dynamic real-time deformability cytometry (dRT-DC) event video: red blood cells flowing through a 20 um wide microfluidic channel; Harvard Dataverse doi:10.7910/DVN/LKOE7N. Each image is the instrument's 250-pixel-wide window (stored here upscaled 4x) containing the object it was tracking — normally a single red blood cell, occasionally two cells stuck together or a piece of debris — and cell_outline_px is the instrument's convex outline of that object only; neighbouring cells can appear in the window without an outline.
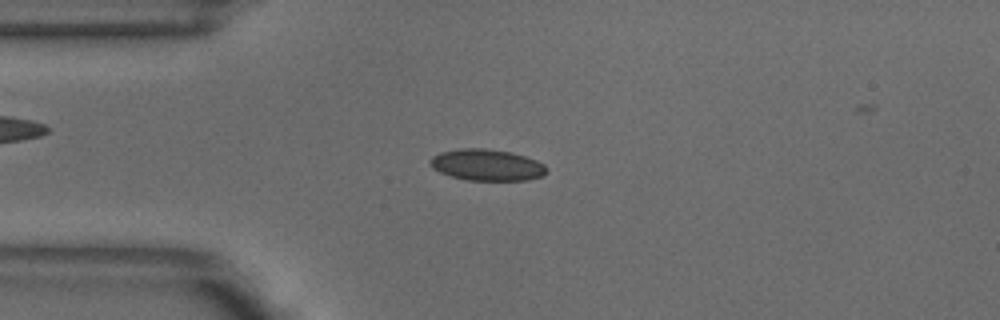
{"species": "common noctule bat (a hibernating species)", "species_latin": "Nyctalus noctula", "temperature_condition": "warm", "stored_images_in_passage": 50, "camera_frame_rate_fps": 3000, "um_per_image_px": 0.085, "animal": {"sex": "male", "body_mass_g": 18.8}, "frame": {"image": 1, "passage_image": 12, "time_ms": 3.667, "image_size_px": [1000, 320], "cell_outline_px": [[548, 168], [544, 176], [528, 180], [468, 180], [452, 176], [440, 172], [432, 168], [428, 164], [428, 160], [432, 156], [440, 152], [460, 148], [488, 148], [512, 152], [536, 160], [544, 164]], "centroid_in_image_um": [41.38, 14.01], "position_along_channel_um": 43.6, "area_um2": 21.56}}
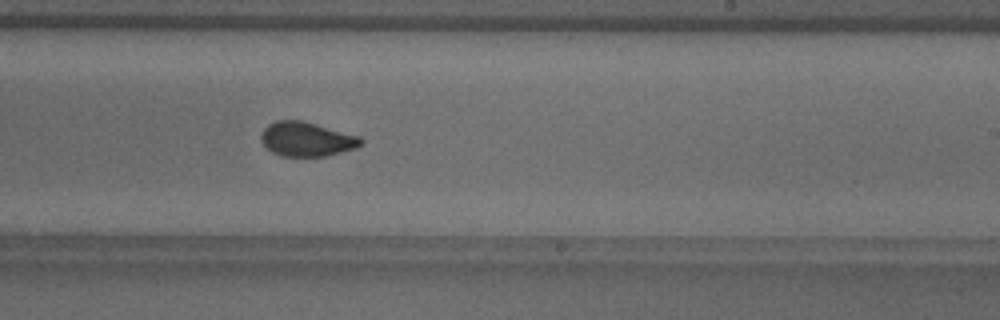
{"frame": {"image": 2, "passage_image": 30, "time_ms": 9.667, "image_size_px": [1000, 320], "cell_outline_px": [[364, 144], [356, 148], [324, 156], [280, 156], [272, 152], [260, 140], [260, 136], [264, 128], [268, 124], [276, 120], [300, 120], [360, 136], [364, 140]], "centroid_in_image_um": [26.07, 11.83], "position_along_channel_um": 262.9, "area_um2": 19.94}}
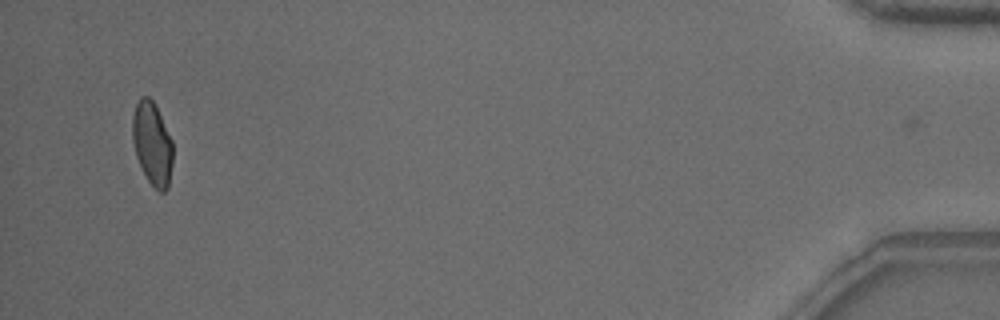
{"frame": {"image": 3, "passage_image": 49, "time_ms": 16.0, "image_size_px": [1000, 320], "cell_outline_px": [[172, 164], [168, 188], [164, 192], [160, 192], [148, 180], [136, 156], [132, 140], [132, 116], [136, 104], [140, 96], [148, 96], [152, 100], [172, 140]], "centroid_in_image_um": [12.93, 12.2], "position_along_channel_um": 422.3, "area_um2": 19.31}, "authors_computed_cell_mechanics": {"area_um2": 19.9988, "velocity_mm_per_s": 3.8834, "shape_relaxation_time_tau1_ms": 3.9544, "shape_relaxation_time_tau2_ms": 0.7442, "deformation_change_tau1": 0.1255, "deformation_change_tau2": 0.0485}}